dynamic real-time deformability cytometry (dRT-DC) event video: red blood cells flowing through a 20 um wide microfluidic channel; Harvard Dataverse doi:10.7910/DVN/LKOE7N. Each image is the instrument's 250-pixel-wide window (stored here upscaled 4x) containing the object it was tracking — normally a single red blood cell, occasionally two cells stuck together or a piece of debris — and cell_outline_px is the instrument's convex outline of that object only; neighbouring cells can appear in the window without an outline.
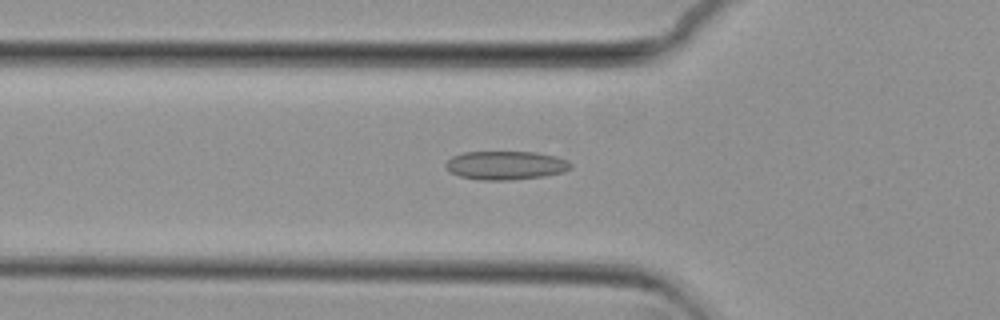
{"species": "common noctule bat (a hibernating species)", "species_latin": "Nyctalus noctula", "temperature_condition": "cold", "stored_images_in_passage": 53, "camera_frame_rate_fps": 3000, "um_per_image_px": 0.085, "animal": {"sex": "female", "body_mass_g": 29.2, "forearm_length_mm": 56.3}, "frame": {"image": 1, "passage_image": 17, "time_ms": 5.333, "image_size_px": [1000, 320], "cell_outline_px": [[572, 168], [564, 172], [544, 176], [508, 180], [480, 180], [460, 176], [448, 172], [444, 164], [452, 156], [464, 152], [536, 152], [556, 156], [568, 160], [572, 164]], "centroid_in_image_um": [42.99, 14.05], "position_along_channel_um": 82.8, "area_um2": 21.04}}
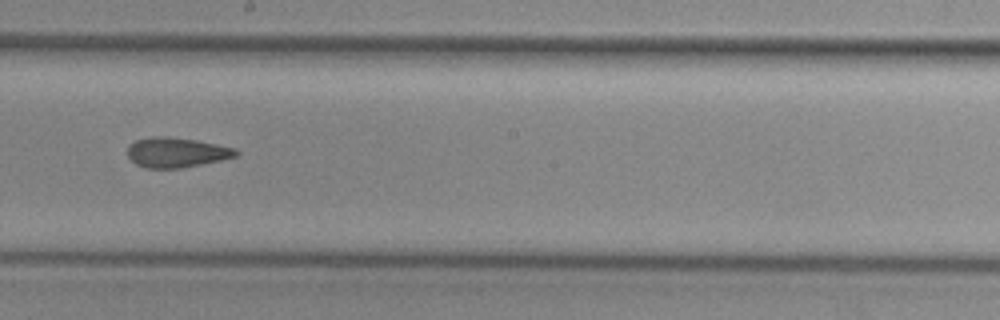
{"frame": {"image": 2, "passage_image": 29, "time_ms": 9.333, "image_size_px": [1000, 320], "cell_outline_px": [[240, 152], [236, 156], [220, 160], [180, 168], [144, 168], [136, 164], [128, 156], [128, 144], [136, 140], [152, 136], [168, 136], [196, 140], [236, 148]], "centroid_in_image_um": [14.98, 12.95], "position_along_channel_um": 233.2, "area_um2": 18.9}}
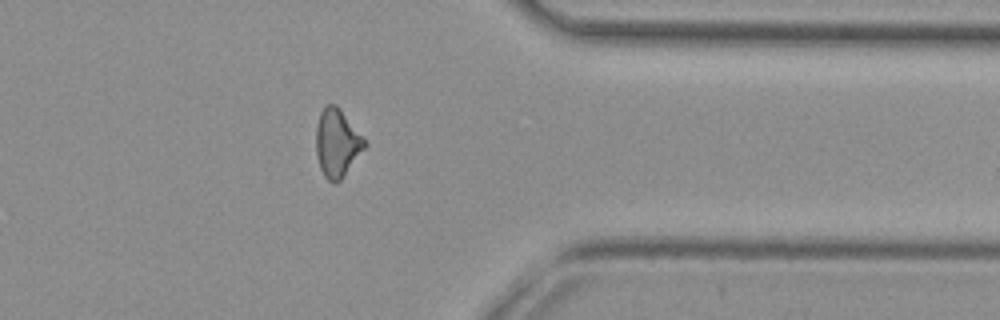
{"frame": {"image": 3, "passage_image": 42, "time_ms": 13.667, "image_size_px": [1000, 320], "cell_outline_px": [[368, 144], [340, 180], [336, 184], [332, 184], [324, 176], [320, 168], [316, 156], [316, 128], [320, 112], [328, 104], [336, 104], [340, 108]], "centroid_in_image_um": [28.63, 12.17], "position_along_channel_um": 382.8, "area_um2": 19.13}, "authors_computed_cell_mechanics": {"area_um2": 19.2474, "velocity_mm_per_s": 3.744, "shape_relaxation_time_tau1_ms": null, "shape_relaxation_time_tau2_ms": 4.4954, "deformation_change_tau1": null, "deformation_change_tau2": 0.1203}}